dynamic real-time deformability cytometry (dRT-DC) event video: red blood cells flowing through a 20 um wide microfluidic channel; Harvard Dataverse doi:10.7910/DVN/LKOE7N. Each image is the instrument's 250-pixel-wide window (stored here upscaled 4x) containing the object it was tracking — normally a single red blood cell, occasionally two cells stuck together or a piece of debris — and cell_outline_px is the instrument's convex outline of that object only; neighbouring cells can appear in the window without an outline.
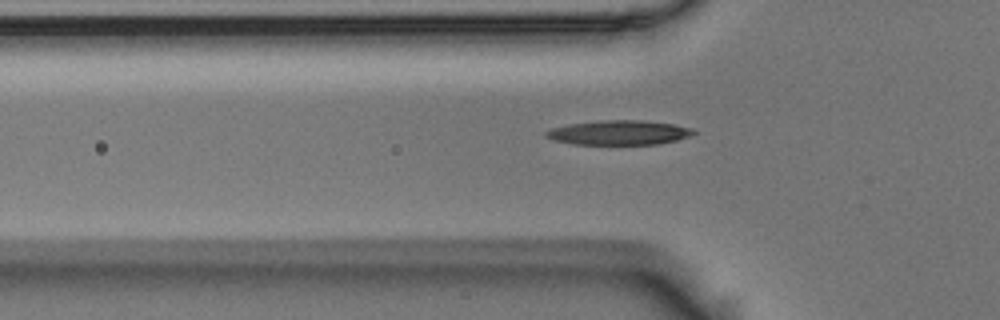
{"species": "Egyptian fruit bat (a non-hibernating species)", "species_latin": "Rousettus aegyptiacus", "temperature_condition": "room temperature", "stored_images_in_passage": 36, "camera_frame_rate_fps": 3000, "um_per_image_px": 0.085, "animal": {"sex": "male"}, "frame": {"image": 1, "passage_image": 4, "time_ms": 1.0, "image_size_px": [1000, 320], "cell_outline_px": [[696, 132], [692, 136], [676, 140], [656, 144], [572, 144], [556, 140], [544, 136], [544, 132], [548, 128], [568, 124], [600, 120], [644, 120], [672, 124], [692, 128]], "centroid_in_image_um": [52.59, 11.26], "position_along_channel_um": 73.2, "area_um2": 21.15}}
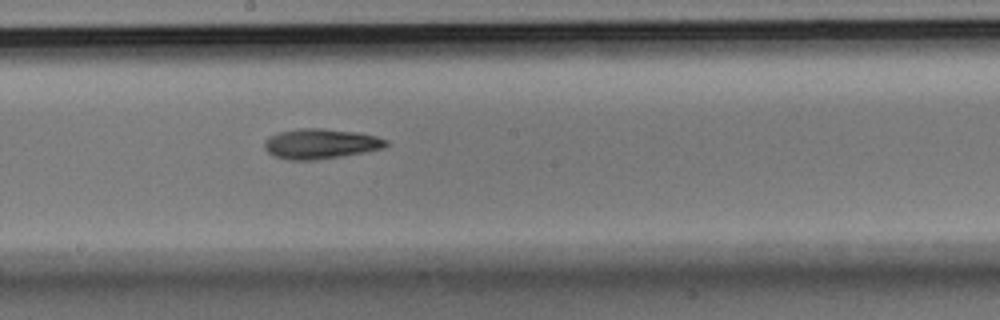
{"frame": {"image": 2, "passage_image": 16, "time_ms": 5.0, "image_size_px": [1000, 320], "cell_outline_px": [[388, 144], [384, 148], [364, 152], [316, 160], [288, 160], [272, 156], [264, 148], [264, 140], [268, 136], [280, 132], [300, 128], [324, 128], [356, 132], [376, 136], [388, 140]], "centroid_in_image_um": [27.22, 12.22], "position_along_channel_um": 221.0, "area_um2": 21.44}}
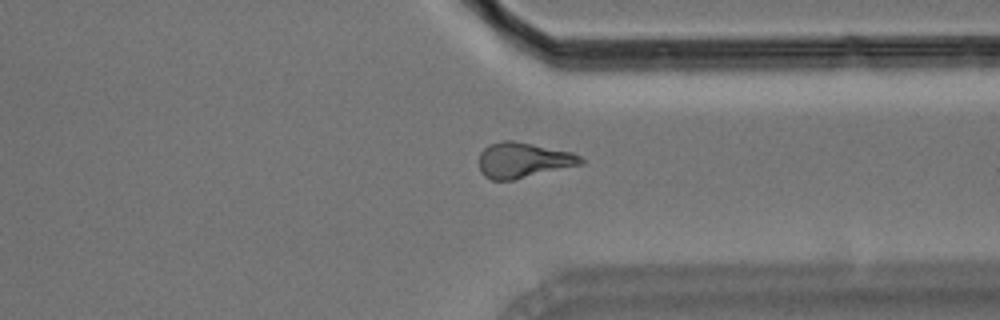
{"frame": {"image": 3, "passage_image": 28, "time_ms": 9.0, "image_size_px": [1000, 320], "cell_outline_px": [[584, 164], [512, 180], [492, 180], [484, 176], [480, 172], [480, 152], [488, 144], [500, 140], [512, 140], [572, 152], [580, 156], [584, 160]], "centroid_in_image_um": [44.46, 13.61], "position_along_channel_um": 366.9, "area_um2": 21.04}, "authors_computed_cell_mechanics": {"area_um2": 20.2589, "velocity_mm_per_s": 3.6632, "shape_relaxation_time_tau1_ms": 5.446, "shape_relaxation_time_tau2_ms": null, "deformation_change_tau1": 0.1678, "deformation_change_tau2": null}}